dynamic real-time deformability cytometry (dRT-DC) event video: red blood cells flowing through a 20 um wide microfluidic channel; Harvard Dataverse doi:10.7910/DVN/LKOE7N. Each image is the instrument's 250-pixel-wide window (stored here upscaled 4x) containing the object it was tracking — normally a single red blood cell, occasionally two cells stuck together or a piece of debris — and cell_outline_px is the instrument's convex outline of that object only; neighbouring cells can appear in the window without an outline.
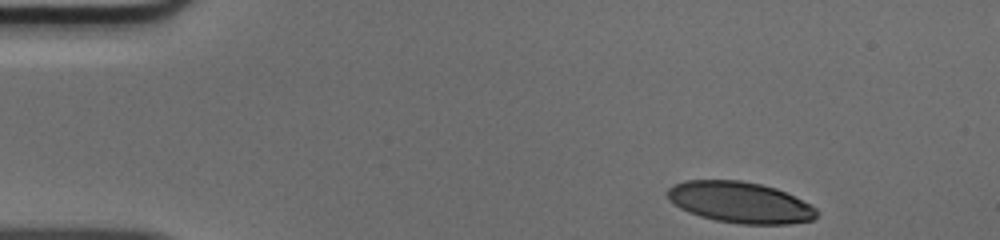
{"species": "human", "species_latin": "Homo sapiens", "temperature_condition": "cold", "stored_images_in_passage": 37, "camera_frame_rate_fps": 3000, "um_per_image_px": 0.085, "donor": {"sex": "male"}, "frame": {"image": 1, "passage_image": 1, "time_ms": 0.0, "image_size_px": [1000, 240], "cell_outline_px": [[820, 212], [812, 220], [788, 224], [740, 224], [716, 220], [700, 216], [688, 212], [680, 208], [668, 200], [668, 188], [684, 180], [740, 180], [760, 184], [776, 188], [812, 204]], "centroid_in_image_um": [62.93, 17.2], "position_along_channel_um": 22.1, "area_um2": 35.84}}
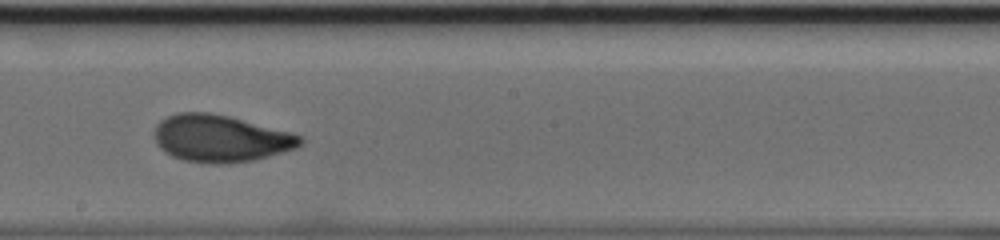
{"frame": {"image": 2, "passage_image": 23, "time_ms": 7.333, "image_size_px": [1000, 240], "cell_outline_px": [[304, 140], [296, 148], [268, 156], [252, 160], [228, 164], [208, 164], [184, 160], [172, 156], [164, 152], [156, 144], [156, 124], [160, 120], [176, 112], [208, 112], [228, 116], [292, 132], [304, 136]], "centroid_in_image_um": [18.75, 11.77], "position_along_channel_um": 229.5, "area_um2": 40.11}}
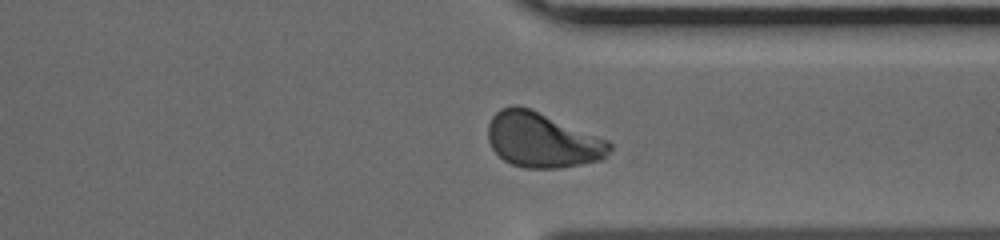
{"frame": {"image": 3, "passage_image": 33, "time_ms": 10.667, "image_size_px": [1000, 240], "cell_outline_px": [[612, 148], [608, 156], [600, 160], [580, 164], [556, 168], [524, 168], [512, 164], [504, 160], [492, 148], [488, 140], [488, 124], [492, 116], [500, 108], [512, 104], [516, 104], [532, 108], [608, 140], [612, 144]], "centroid_in_image_um": [46.09, 11.88], "position_along_channel_um": 365.3, "area_um2": 39.25}}